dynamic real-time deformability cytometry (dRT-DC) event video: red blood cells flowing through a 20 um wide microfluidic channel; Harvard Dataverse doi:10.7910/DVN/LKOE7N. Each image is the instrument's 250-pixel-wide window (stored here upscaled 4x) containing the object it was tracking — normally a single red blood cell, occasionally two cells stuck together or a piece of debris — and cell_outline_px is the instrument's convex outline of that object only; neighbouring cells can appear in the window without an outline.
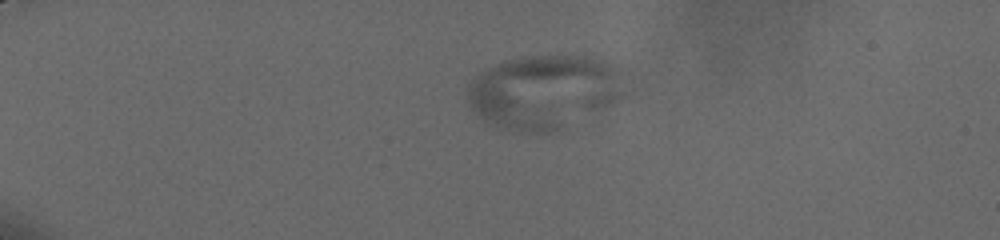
{"species": "human", "species_latin": "Homo sapiens", "temperature_condition": "cold", "stored_images_in_passage": 18, "camera_frame_rate_fps": 3000, "um_per_image_px": 0.085, "donor": {"sex": "male"}, "frame": {"image": 1, "passage_image": 17, "time_ms": 5.333, "image_size_px": [1000, 240], "cell_outline_px": [[632, 92], [628, 96], [612, 104], [560, 128], [544, 132], [536, 132], [496, 124], [480, 116], [472, 108], [468, 100], [468, 84], [480, 72], [496, 64], [508, 60], [528, 56], [580, 56], [608, 60], [620, 64], [632, 72]], "centroid_in_image_um": [46.52, 7.71], "position_along_channel_um": 38.5, "area_um2": 68.44}}